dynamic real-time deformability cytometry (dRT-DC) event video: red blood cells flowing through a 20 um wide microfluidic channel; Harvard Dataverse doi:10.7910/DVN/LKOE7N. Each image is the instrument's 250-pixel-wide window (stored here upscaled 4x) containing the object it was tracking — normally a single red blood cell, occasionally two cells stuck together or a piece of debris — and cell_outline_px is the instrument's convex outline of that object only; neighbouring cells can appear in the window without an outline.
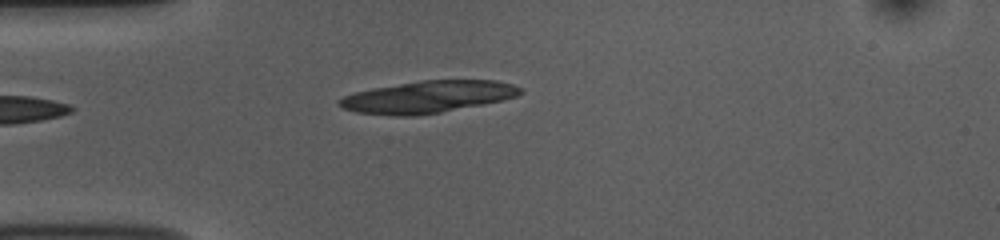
{"species": "common noctule bat (a hibernating species)", "species_latin": "Nyctalus noctula", "temperature_condition": "room temperature", "stored_images_in_passage": 40, "camera_frame_rate_fps": 3000, "um_per_image_px": 0.085, "animal": {"sex": "female", "body_mass_g": 10.0, "forearm_length_mm": 53.1}, "frame": {"image": 1, "passage_image": 1, "time_ms": 0.0, "image_size_px": [1000, 240], "cell_outline_px": [[524, 92], [516, 96], [484, 104], [440, 112], [416, 116], [396, 116], [356, 112], [344, 108], [336, 104], [336, 100], [344, 96], [356, 92], [372, 88], [420, 80], [496, 80], [512, 84], [520, 88]], "centroid_in_image_um": [36.33, 8.23], "position_along_channel_um": 48.7, "area_um2": 33.7}}